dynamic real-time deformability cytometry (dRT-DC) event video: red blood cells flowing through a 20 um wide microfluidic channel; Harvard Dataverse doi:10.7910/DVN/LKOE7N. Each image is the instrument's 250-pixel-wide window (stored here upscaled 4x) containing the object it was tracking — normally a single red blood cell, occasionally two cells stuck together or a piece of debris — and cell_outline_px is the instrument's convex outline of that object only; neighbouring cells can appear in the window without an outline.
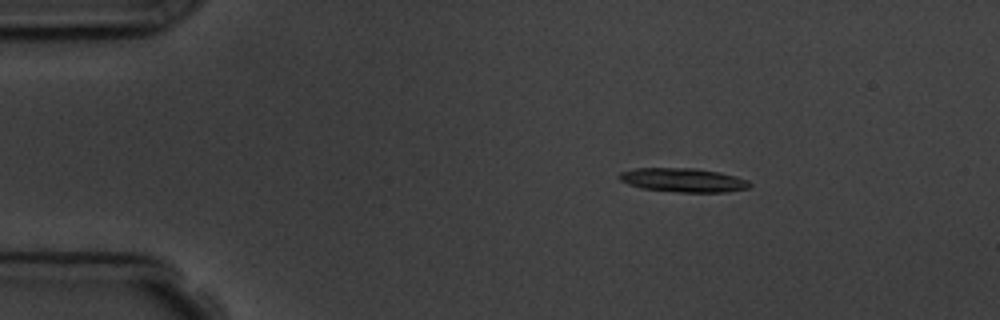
{"species": "common noctule bat (a hibernating species)", "species_latin": "Nyctalus noctula", "temperature_condition": "room temperature", "stored_images_in_passage": 4, "camera_frame_rate_fps": 3000, "um_per_image_px": 0.085, "animal": {"sex": "male", "body_mass_g": 19.5, "forearm_length_mm": 54.6}, "frame": {"image": 1, "passage_image": 3, "time_ms": 2.333, "image_size_px": [1000, 320], "cell_outline_px": [[752, 184], [748, 188], [728, 192], [680, 192], [644, 188], [628, 184], [620, 180], [616, 176], [620, 172], [636, 168], [692, 168], [720, 172], [736, 176], [748, 180]], "centroid_in_image_um": [58.08, 15.3], "position_along_channel_um": 26.9, "area_um2": 18.15}}